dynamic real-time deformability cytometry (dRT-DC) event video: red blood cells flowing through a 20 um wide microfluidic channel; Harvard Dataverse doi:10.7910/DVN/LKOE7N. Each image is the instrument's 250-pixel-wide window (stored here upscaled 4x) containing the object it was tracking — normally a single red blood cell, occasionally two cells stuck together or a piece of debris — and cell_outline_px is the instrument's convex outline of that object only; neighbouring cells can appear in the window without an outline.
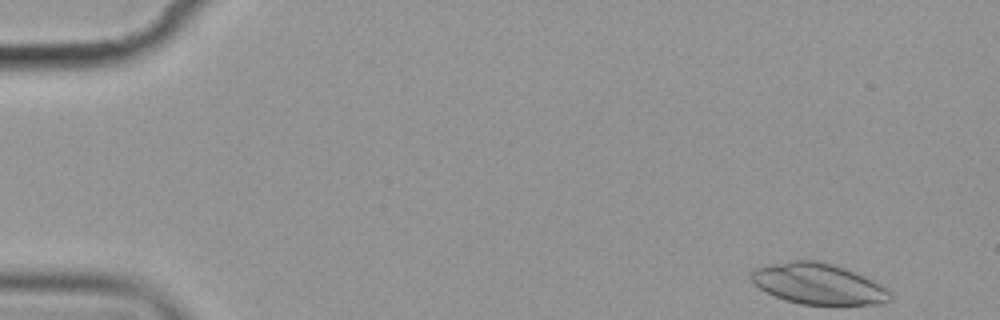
{"species": "common noctule bat (a hibernating species)", "species_latin": "Nyctalus noctula", "temperature_condition": "cold", "stored_images_in_passage": 6, "camera_frame_rate_fps": 3000, "um_per_image_px": 0.085, "animal": {"sex": "female", "body_mass_g": 19.9}, "frame": {"image": 1, "passage_image": 1, "time_ms": 0.0, "image_size_px": [1000, 320], "cell_outline_px": [[892, 300], [884, 304], [800, 304], [784, 300], [764, 292], [752, 284], [748, 276], [756, 268], [772, 264], [792, 260], [816, 260], [832, 264], [844, 268], [864, 276], [880, 284], [892, 296]], "centroid_in_image_um": [69.5, 24.13], "position_along_channel_um": 15.5, "area_um2": 33.12}}